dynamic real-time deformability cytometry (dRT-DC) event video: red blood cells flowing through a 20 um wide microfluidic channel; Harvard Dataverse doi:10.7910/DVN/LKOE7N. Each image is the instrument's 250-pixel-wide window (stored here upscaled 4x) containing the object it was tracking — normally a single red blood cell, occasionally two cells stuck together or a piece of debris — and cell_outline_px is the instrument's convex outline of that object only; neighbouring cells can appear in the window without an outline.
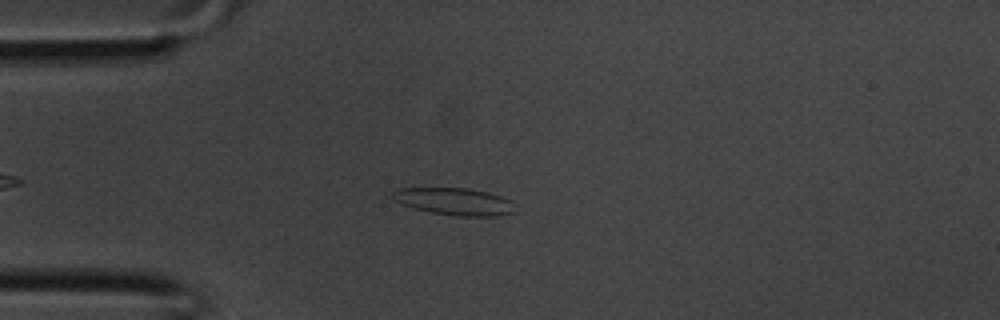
{"species": "common noctule bat (a hibernating species)", "species_latin": "Nyctalus noctula", "temperature_condition": "room temperature", "stored_images_in_passage": 31, "camera_frame_rate_fps": 3000, "um_per_image_px": 0.085, "animal": {"sex": "male", "body_mass_g": 20.1, "forearm_length_mm": 53.5}, "frame": {"image": 1, "passage_image": 6, "time_ms": 1.667, "image_size_px": [1000, 320], "cell_outline_px": [[516, 212], [496, 216], [456, 216], [432, 212], [412, 208], [400, 204], [392, 200], [392, 192], [400, 188], [468, 188], [488, 192], [500, 196], [508, 200]], "centroid_in_image_um": [38.57, 17.13], "position_along_channel_um": 46.4, "area_um2": 19.36}}
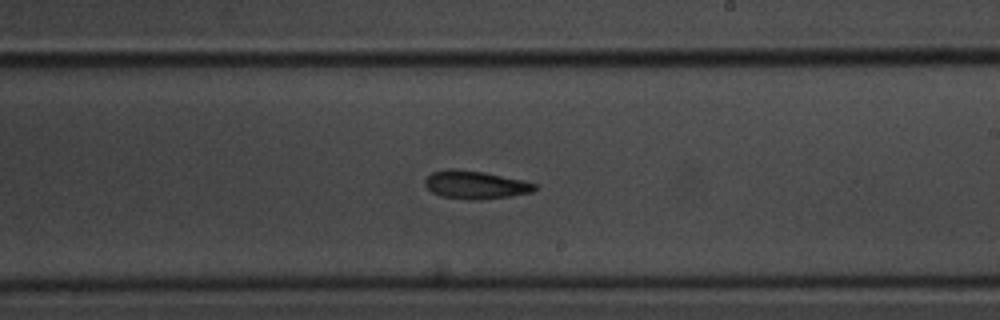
{"frame": {"image": 2, "passage_image": 18, "time_ms": 5.667, "image_size_px": [1000, 320], "cell_outline_px": [[540, 188], [532, 192], [512, 196], [472, 200], [440, 196], [432, 192], [424, 184], [424, 180], [432, 172], [448, 168], [452, 168], [484, 172], [524, 180], [536, 184]], "centroid_in_image_um": [40.43, 15.7], "position_along_channel_um": 248.6, "area_um2": 18.09}}
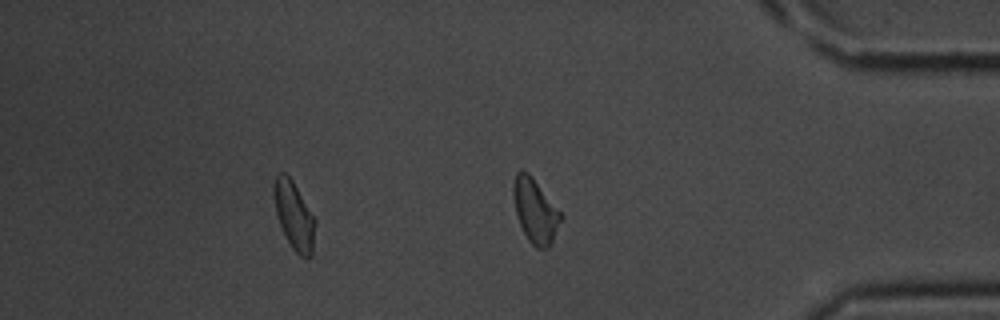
{"frame": {"image": 3, "passage_image": 27, "time_ms": 8.667, "image_size_px": [1000, 320], "cell_outline_px": [[316, 224], [312, 256], [300, 256], [292, 248], [280, 224], [276, 212], [272, 192], [272, 184], [276, 172], [284, 172], [292, 180], [316, 220]], "centroid_in_image_um": [24.98, 18.27], "position_along_channel_um": 410.2, "area_um2": 16.36}}